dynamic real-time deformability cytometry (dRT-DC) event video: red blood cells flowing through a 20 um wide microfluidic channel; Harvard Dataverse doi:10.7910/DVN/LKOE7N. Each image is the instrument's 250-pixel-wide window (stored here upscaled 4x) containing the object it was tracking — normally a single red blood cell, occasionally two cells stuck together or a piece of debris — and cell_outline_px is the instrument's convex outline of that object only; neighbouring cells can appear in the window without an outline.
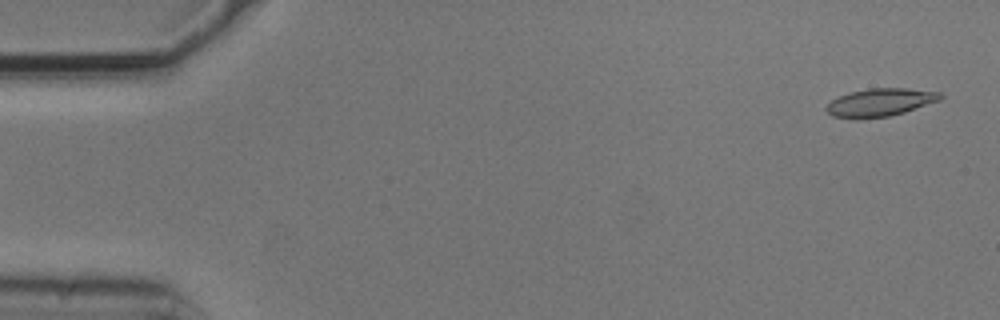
{"species": "common noctule bat (a hibernating species)", "species_latin": "Nyctalus noctula", "temperature_condition": "cold", "stored_images_in_passage": 48, "camera_frame_rate_fps": 3000, "um_per_image_px": 0.085, "animal": {"sex": "male", "body_mass_g": 20.5, "forearm_length_mm": 52.5}, "frame": {"image": 1, "passage_image": 1, "time_ms": 0.0, "image_size_px": [1000, 320], "cell_outline_px": [[944, 96], [940, 100], [892, 116], [832, 116], [824, 108], [832, 100], [848, 92], [868, 88], [908, 88], [940, 92]], "centroid_in_image_um": [74.87, 8.65], "position_along_channel_um": 10.1, "area_um2": 17.98}}
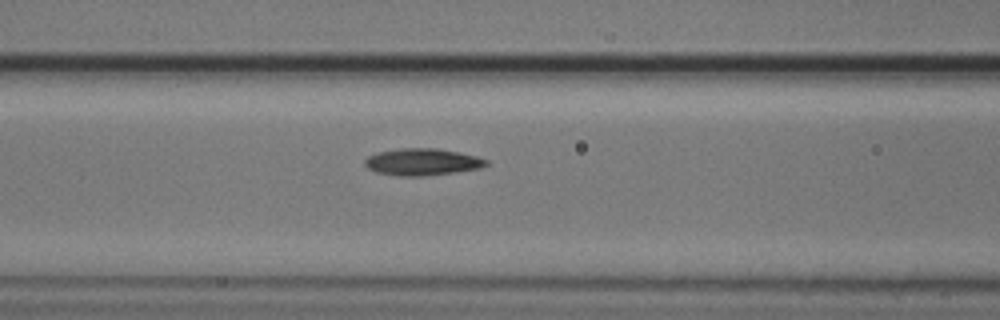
{"frame": {"image": 2, "passage_image": 21, "time_ms": 6.667, "image_size_px": [1000, 320], "cell_outline_px": [[488, 164], [480, 168], [452, 172], [420, 176], [400, 176], [376, 172], [368, 168], [364, 164], [364, 160], [368, 156], [376, 152], [400, 148], [436, 148], [476, 156], [488, 160]], "centroid_in_image_um": [35.85, 13.75], "position_along_channel_um": 130.8, "area_um2": 18.84}}
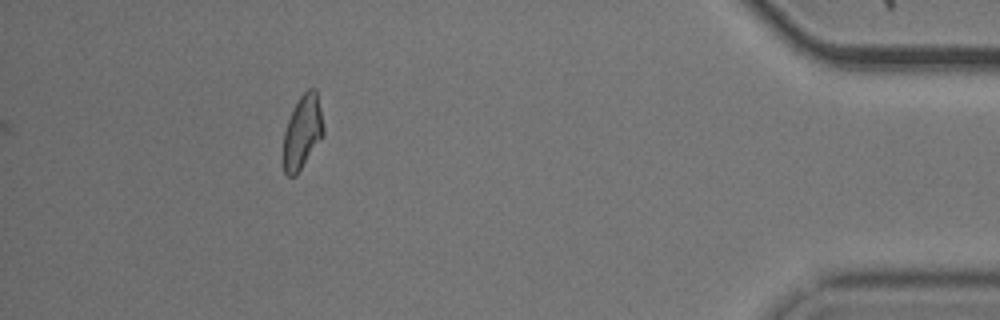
{"frame": {"image": 3, "passage_image": 48, "time_ms": 15.667, "image_size_px": [1000, 320], "cell_outline_px": [[324, 136], [296, 176], [288, 176], [284, 172], [284, 132], [288, 120], [300, 96], [308, 88], [316, 88], [324, 128]], "centroid_in_image_um": [25.73, 11.23], "position_along_channel_um": 409.5, "area_um2": 17.11}, "authors_computed_cell_mechanics": {"area_um2": 18.2937, "velocity_mm_per_s": 3.7146, "shape_relaxation_time_tau1_ms": 2.224, "shape_relaxation_time_tau2_ms": 5.1773, "deformation_change_tau1": 0.1019, "deformation_change_tau2": 0.0998}}